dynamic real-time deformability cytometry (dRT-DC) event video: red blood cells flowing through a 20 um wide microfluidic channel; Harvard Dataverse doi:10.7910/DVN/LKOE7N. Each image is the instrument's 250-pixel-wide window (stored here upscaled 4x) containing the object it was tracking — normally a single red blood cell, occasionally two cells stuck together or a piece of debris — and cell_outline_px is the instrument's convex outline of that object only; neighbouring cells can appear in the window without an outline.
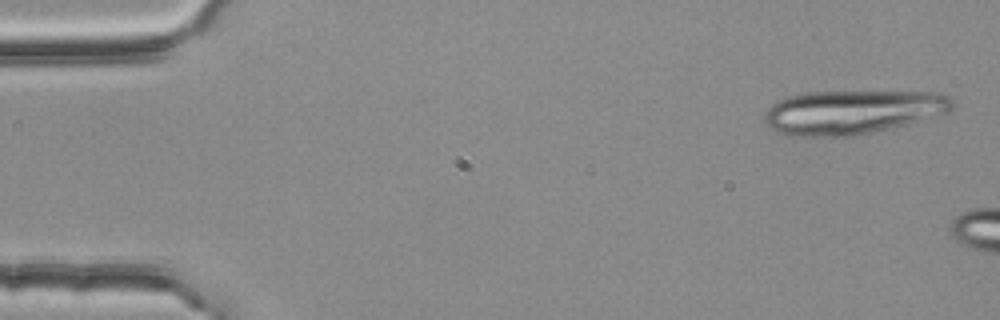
{"species": "common noctule bat (a hibernating species)", "species_latin": "Nyctalus noctula", "temperature_condition": "room temperature", "stored_images_in_passage": 6, "camera_frame_rate_fps": 3000, "um_per_image_px": 0.085, "animal": {"sex": "female", "body_mass_g": 25.1}, "frame": {"image": 1, "passage_image": 6, "time_ms": 1.667, "image_size_px": [1000, 320], "cell_outline_px": [[952, 108], [948, 112], [920, 120], [872, 132], [852, 136], [792, 136], [776, 132], [764, 120], [764, 112], [772, 104], [788, 96], [804, 92], [936, 92], [948, 96], [952, 100]], "centroid_in_image_um": [72.4, 9.52], "position_along_channel_um": 12.6, "area_um2": 47.69}}